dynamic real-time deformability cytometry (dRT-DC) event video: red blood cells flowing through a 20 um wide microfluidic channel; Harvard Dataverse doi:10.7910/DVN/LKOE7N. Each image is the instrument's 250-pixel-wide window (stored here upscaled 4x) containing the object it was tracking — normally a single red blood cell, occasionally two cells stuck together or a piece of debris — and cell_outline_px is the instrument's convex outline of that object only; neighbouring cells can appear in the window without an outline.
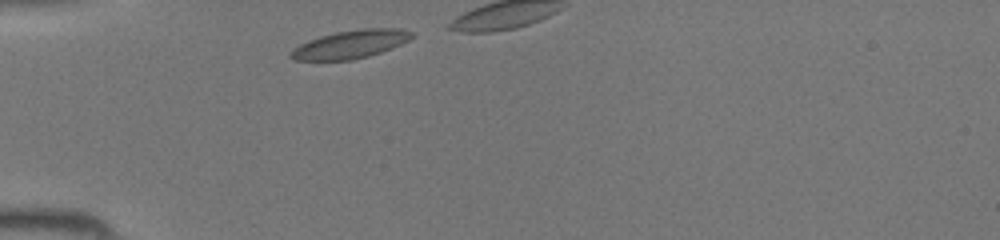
{"species": "common noctule bat (a hibernating species)", "species_latin": "Nyctalus noctula", "temperature_condition": "room temperature", "stored_images_in_passage": 8, "camera_frame_rate_fps": 3000, "um_per_image_px": 0.085, "animal": {"sex": "female", "body_mass_g": 19.5, "forearm_length_mm": 54.1}, "frame": {"image": 1, "passage_image": 2, "time_ms": 0.333, "image_size_px": [1000, 240], "cell_outline_px": [[416, 36], [392, 48], [368, 56], [352, 60], [292, 60], [288, 56], [288, 52], [292, 48], [308, 40], [320, 36], [336, 32], [360, 28], [404, 28], [416, 32]], "centroid_in_image_um": [29.81, 3.75], "position_along_channel_um": 55.2, "area_um2": 20.23}}
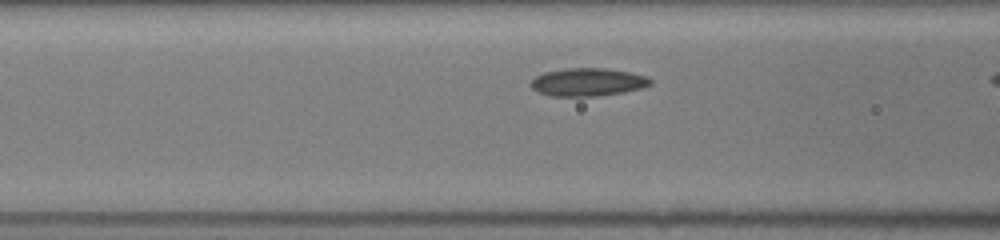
{"frame": {"image": 2, "passage_image": 7, "time_ms": 2.0, "image_size_px": [1000, 240], "cell_outline_px": [[652, 84], [640, 88], [624, 92], [596, 96], [548, 96], [536, 92], [528, 84], [536, 76], [544, 72], [564, 68], [608, 68], [648, 76], [652, 80]], "centroid_in_image_um": [49.92, 6.98], "position_along_channel_um": 116.7, "area_um2": 19.71}}